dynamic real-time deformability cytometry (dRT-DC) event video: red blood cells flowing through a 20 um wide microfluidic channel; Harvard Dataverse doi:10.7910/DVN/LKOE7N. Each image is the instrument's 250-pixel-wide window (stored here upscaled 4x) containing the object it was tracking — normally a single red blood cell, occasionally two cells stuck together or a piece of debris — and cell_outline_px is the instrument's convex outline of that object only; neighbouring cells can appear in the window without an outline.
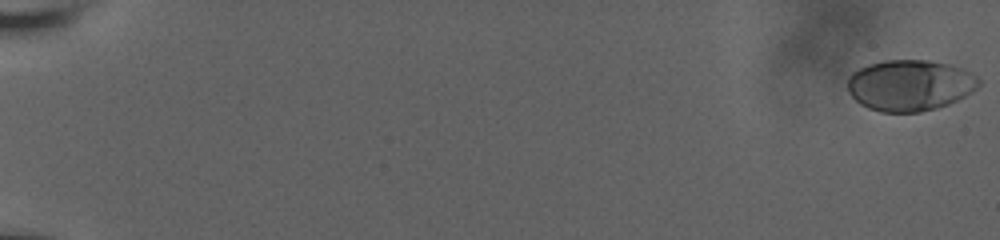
{"species": "human", "species_latin": "Homo sapiens", "temperature_condition": "room temperature", "stored_images_in_passage": 18, "camera_frame_rate_fps": 3000, "um_per_image_px": 0.085, "donor": {"sex": "male"}, "frame": {"image": 1, "passage_image": 1, "time_ms": 0.0, "image_size_px": [1000, 240], "cell_outline_px": [[980, 84], [972, 92], [948, 104], [936, 108], [920, 112], [880, 112], [868, 108], [860, 104], [848, 92], [848, 76], [852, 72], [868, 64], [884, 60], [928, 60], [948, 64], [972, 72], [980, 80]], "centroid_in_image_um": [77.33, 7.25], "position_along_channel_um": 7.7, "area_um2": 39.13}}
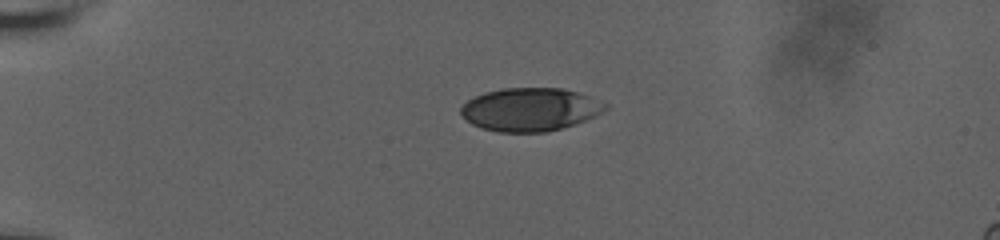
{"frame": {"image": 2, "passage_image": 13, "time_ms": 5.333, "image_size_px": [1000, 240], "cell_outline_px": [[608, 108], [604, 112], [596, 116], [548, 132], [496, 132], [480, 128], [472, 124], [460, 112], [460, 108], [468, 100], [484, 92], [504, 88], [564, 88], [588, 96], [608, 104]], "centroid_in_image_um": [45.06, 9.3], "position_along_channel_um": 39.9, "area_um2": 36.24}}
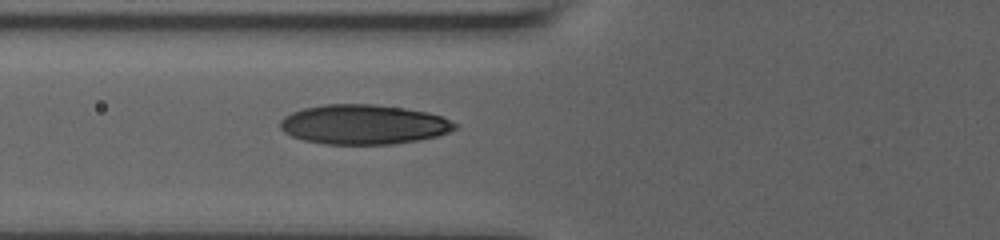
{"frame": {"image": 3, "passage_image": 18, "time_ms": 8.333, "image_size_px": [1000, 240], "cell_outline_px": [[456, 128], [448, 132], [436, 136], [416, 140], [392, 144], [324, 144], [304, 140], [292, 136], [284, 132], [280, 128], [280, 120], [284, 116], [292, 112], [304, 108], [324, 104], [372, 104], [404, 108], [428, 112], [444, 116], [456, 124]], "centroid_in_image_um": [30.89, 10.57], "position_along_channel_um": 94.9, "area_um2": 40.34}}